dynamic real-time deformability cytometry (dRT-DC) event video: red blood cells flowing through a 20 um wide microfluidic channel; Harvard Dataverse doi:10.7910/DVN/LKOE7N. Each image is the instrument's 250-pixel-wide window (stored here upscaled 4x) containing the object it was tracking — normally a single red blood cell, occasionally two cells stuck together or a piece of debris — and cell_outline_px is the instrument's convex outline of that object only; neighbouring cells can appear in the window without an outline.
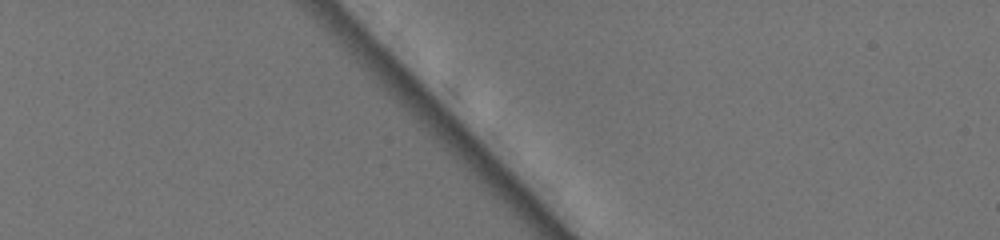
{"species": "common noctule bat (a hibernating species)", "species_latin": "Nyctalus noctula", "temperature_condition": "warm", "stored_images_in_passage": 4, "camera_frame_rate_fps": 3000, "um_per_image_px": 0.085, "animal": {"sex": "female", "body_mass_g": 19.5, "forearm_length_mm": 54.1}, "frame": {"image": 1, "passage_image": 4, "time_ms": 1.0, "image_size_px": [1000, 240], "cell_outline_px": [[604, 92], [600, 112], [572, 92], [568, 88], [552, 60], [560, 56], [592, 68]], "centroid_in_image_um": [49.37, 6.9], "position_along_channel_um": 35.6, "area_um2": 10.12}}